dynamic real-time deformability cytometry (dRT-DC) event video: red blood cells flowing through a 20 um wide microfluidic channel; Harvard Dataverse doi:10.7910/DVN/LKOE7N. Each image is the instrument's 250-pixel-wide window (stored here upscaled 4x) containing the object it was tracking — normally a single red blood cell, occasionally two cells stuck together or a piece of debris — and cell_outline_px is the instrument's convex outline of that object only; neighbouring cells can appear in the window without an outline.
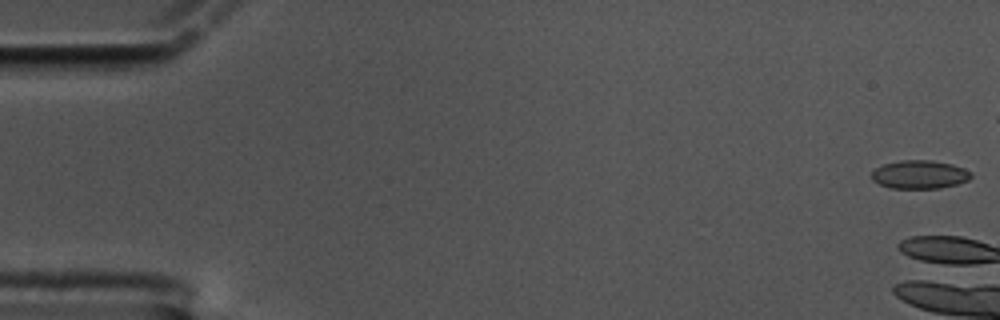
{"species": "common noctule bat (a hibernating species)", "species_latin": "Nyctalus noctula", "temperature_condition": "cold", "stored_images_in_passage": 6, "camera_frame_rate_fps": 3000, "um_per_image_px": 0.085, "animal": {"sex": "male", "body_mass_g": 17.5, "forearm_length_mm": 52.3}, "frame": {"image": 1, "passage_image": 1, "time_ms": 0.0, "image_size_px": [1000, 320], "cell_outline_px": [[972, 176], [968, 180], [956, 184], [940, 188], [892, 188], [880, 184], [872, 180], [872, 172], [876, 168], [884, 164], [900, 160], [932, 160], [952, 164], [964, 168], [972, 172]], "centroid_in_image_um": [78.19, 14.82], "position_along_channel_um": 6.8, "area_um2": 16.42}}